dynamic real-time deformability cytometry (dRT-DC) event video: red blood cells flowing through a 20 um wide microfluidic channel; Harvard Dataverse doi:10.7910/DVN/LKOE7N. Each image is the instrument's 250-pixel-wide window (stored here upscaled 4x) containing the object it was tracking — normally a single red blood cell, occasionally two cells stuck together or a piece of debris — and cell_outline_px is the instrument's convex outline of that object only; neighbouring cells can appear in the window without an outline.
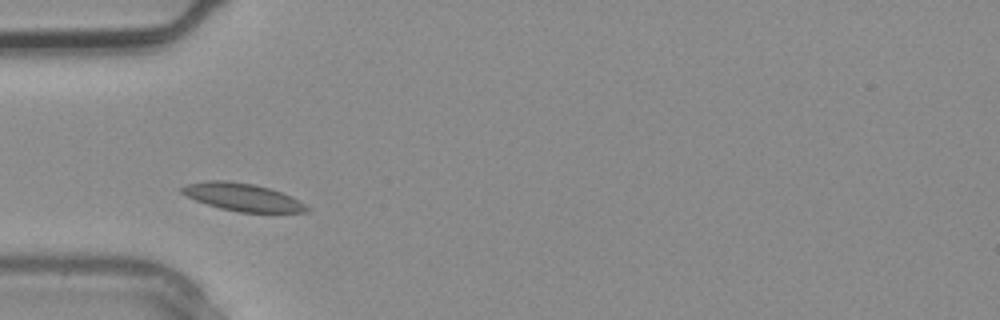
{"species": "common noctule bat (a hibernating species)", "species_latin": "Nyctalus noctula", "temperature_condition": "warm", "stored_images_in_passage": 2, "camera_frame_rate_fps": 3000, "um_per_image_px": 0.085, "animal": {"sex": "male", "body_mass_g": 20.4}, "frame": {"image": 1, "passage_image": 2, "time_ms": 0.333, "image_size_px": [1000, 320], "cell_outline_px": [[312, 208], [308, 212], [240, 212], [220, 208], [196, 200], [180, 192], [180, 188], [188, 184], [208, 180], [228, 180], [252, 184], [268, 188], [280, 192], [300, 200]], "centroid_in_image_um": [20.65, 16.76], "position_along_channel_um": 64.3, "area_um2": 20.0}}